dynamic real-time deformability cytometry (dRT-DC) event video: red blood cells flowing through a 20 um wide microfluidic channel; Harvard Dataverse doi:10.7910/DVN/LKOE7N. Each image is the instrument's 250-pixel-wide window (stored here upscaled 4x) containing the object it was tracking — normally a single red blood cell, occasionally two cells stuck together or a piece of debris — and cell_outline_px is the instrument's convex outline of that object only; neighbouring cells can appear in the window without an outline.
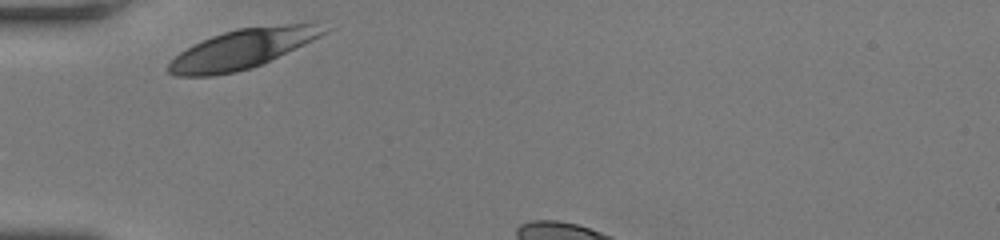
{"species": "human", "species_latin": "Homo sapiens", "temperature_condition": "room temperature", "stored_images_in_passage": 28, "camera_frame_rate_fps": 3000, "um_per_image_px": 0.085, "donor": {"sex": "female"}, "frame": {"image": 1, "passage_image": 1, "time_ms": 0.0, "image_size_px": [1000, 240], "cell_outline_px": [[332, 28], [320, 36], [304, 44], [260, 64], [236, 72], [212, 76], [176, 76], [168, 72], [168, 64], [180, 52], [212, 36], [224, 32], [240, 28], [312, 20], [316, 20]], "centroid_in_image_um": [20.72, 4.1], "position_along_channel_um": 64.3, "area_um2": 35.78}}
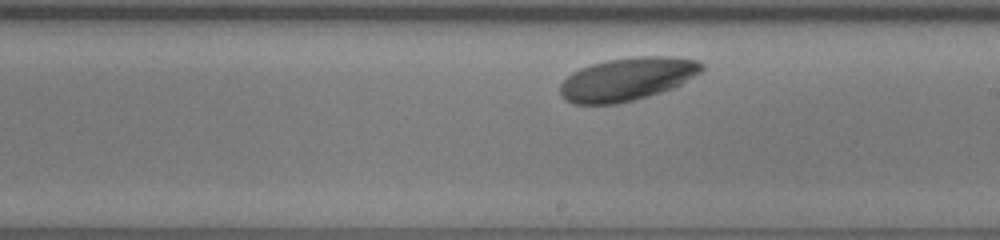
{"frame": {"image": 2, "passage_image": 16, "time_ms": 5.0, "image_size_px": [1000, 240], "cell_outline_px": [[704, 68], [700, 72], [680, 84], [672, 88], [636, 100], [616, 104], [572, 104], [564, 100], [560, 96], [560, 84], [572, 72], [580, 68], [592, 64], [608, 60], [640, 56], [668, 56], [700, 60], [704, 64]], "centroid_in_image_um": [53.29, 6.73], "position_along_channel_um": 235.7, "area_um2": 35.6}}
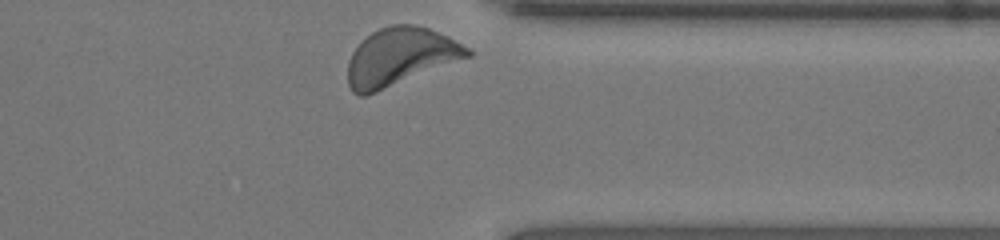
{"frame": {"image": 3, "passage_image": 28, "time_ms": 9.0, "image_size_px": [1000, 240], "cell_outline_px": [[472, 56], [376, 92], [364, 96], [360, 96], [352, 92], [348, 84], [348, 60], [352, 52], [372, 32], [380, 28], [392, 24], [412, 24], [428, 28], [448, 36], [468, 48], [472, 52]], "centroid_in_image_um": [34.01, 4.83], "position_along_channel_um": 377.4, "area_um2": 39.94}, "authors_computed_cell_mechanics": {"area_um2": 35.9227, "velocity_mm_per_s": 3.5576, "shape_relaxation_time_tau1_ms": 1.9633, "shape_relaxation_time_tau2_ms": null, "deformation_change_tau1": 0.1176, "deformation_change_tau2": null}}